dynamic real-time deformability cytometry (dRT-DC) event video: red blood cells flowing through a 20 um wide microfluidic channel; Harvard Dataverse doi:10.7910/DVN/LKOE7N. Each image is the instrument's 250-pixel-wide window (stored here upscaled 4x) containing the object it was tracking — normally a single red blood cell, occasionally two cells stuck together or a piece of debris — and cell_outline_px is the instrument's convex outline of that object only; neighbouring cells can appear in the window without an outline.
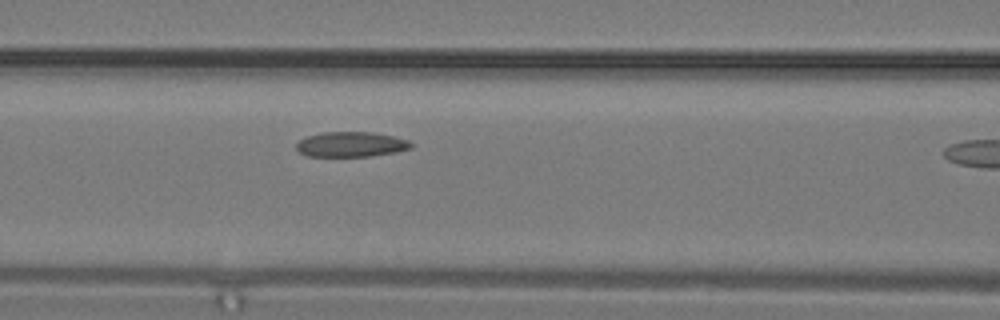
{"species": "common noctule bat (a hibernating species)", "species_latin": "Nyctalus noctula", "temperature_condition": "warm", "stored_images_in_passage": 8, "camera_frame_rate_fps": 3000, "um_per_image_px": 0.085, "animal": {"sex": "male", "body_mass_g": 19.2, "forearm_length_mm": 51.8}, "frame": {"image": 1, "passage_image": 7, "time_ms": 2.0, "image_size_px": [1000, 320], "cell_outline_px": [[412, 148], [396, 152], [372, 156], [308, 156], [300, 152], [296, 148], [296, 144], [300, 140], [308, 136], [324, 132], [372, 132], [392, 136], [408, 140], [412, 144]], "centroid_in_image_um": [29.85, 12.27], "position_along_channel_um": 136.7, "area_um2": 16.65}}